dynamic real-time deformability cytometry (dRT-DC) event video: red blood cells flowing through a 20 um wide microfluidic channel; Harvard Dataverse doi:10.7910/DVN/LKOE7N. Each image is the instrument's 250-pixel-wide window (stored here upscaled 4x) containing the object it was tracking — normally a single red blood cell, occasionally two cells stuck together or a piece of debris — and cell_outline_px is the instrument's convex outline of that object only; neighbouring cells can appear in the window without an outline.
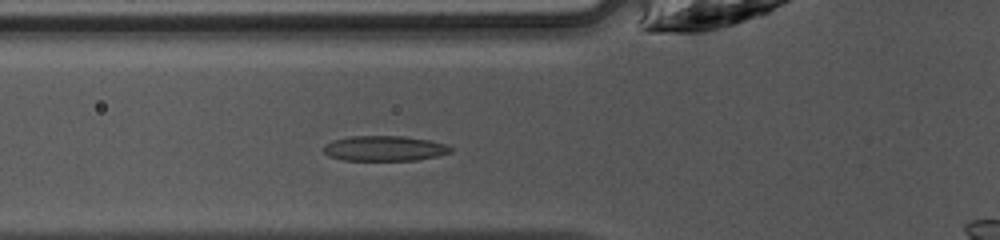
{"species": "common noctule bat (a hibernating species)", "species_latin": "Nyctalus noctula", "temperature_condition": "warm", "stored_images_in_passage": 29, "camera_frame_rate_fps": 3000, "um_per_image_px": 0.085, "animal": {"sex": "female", "body_mass_g": 10.0, "forearm_length_mm": 53.1}, "frame": {"image": 1, "passage_image": 4, "time_ms": 1.0, "image_size_px": [1000, 240], "cell_outline_px": [[452, 152], [436, 156], [416, 160], [344, 160], [328, 156], [324, 152], [324, 144], [332, 140], [352, 136], [404, 136], [428, 140], [444, 144], [452, 148]], "centroid_in_image_um": [32.65, 12.61], "position_along_channel_um": 93.2, "area_um2": 18.55}}
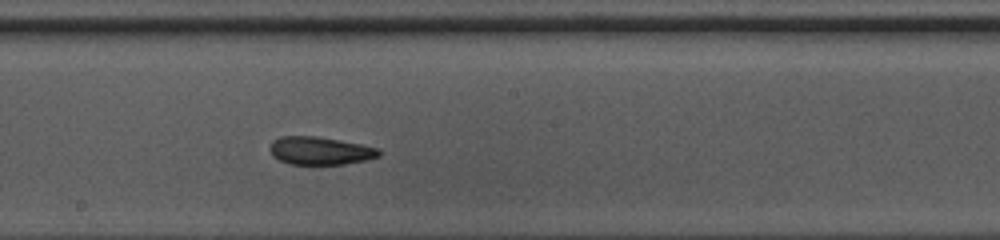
{"frame": {"image": 2, "passage_image": 13, "time_ms": 4.0, "image_size_px": [1000, 240], "cell_outline_px": [[380, 156], [364, 160], [344, 164], [288, 164], [272, 156], [268, 148], [272, 140], [280, 136], [316, 136], [340, 140], [380, 148]], "centroid_in_image_um": [27.17, 12.8], "position_along_channel_um": 221.0, "area_um2": 17.86}}
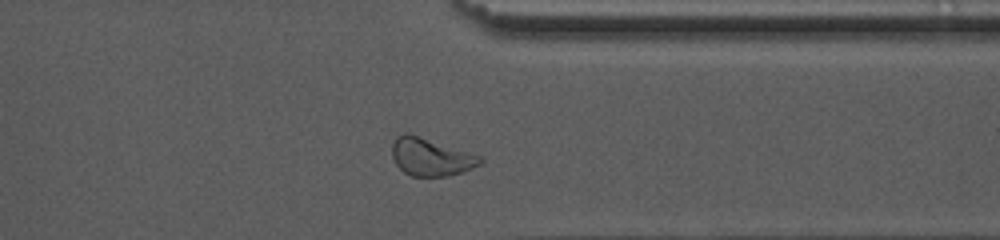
{"frame": {"image": 3, "passage_image": 24, "time_ms": 7.667, "image_size_px": [1000, 240], "cell_outline_px": [[484, 160], [480, 164], [472, 168], [448, 176], [412, 176], [404, 172], [396, 164], [392, 156], [392, 144], [396, 136], [404, 132], [408, 132], [480, 156]], "centroid_in_image_um": [36.58, 13.33], "position_along_channel_um": 374.8, "area_um2": 19.19}}